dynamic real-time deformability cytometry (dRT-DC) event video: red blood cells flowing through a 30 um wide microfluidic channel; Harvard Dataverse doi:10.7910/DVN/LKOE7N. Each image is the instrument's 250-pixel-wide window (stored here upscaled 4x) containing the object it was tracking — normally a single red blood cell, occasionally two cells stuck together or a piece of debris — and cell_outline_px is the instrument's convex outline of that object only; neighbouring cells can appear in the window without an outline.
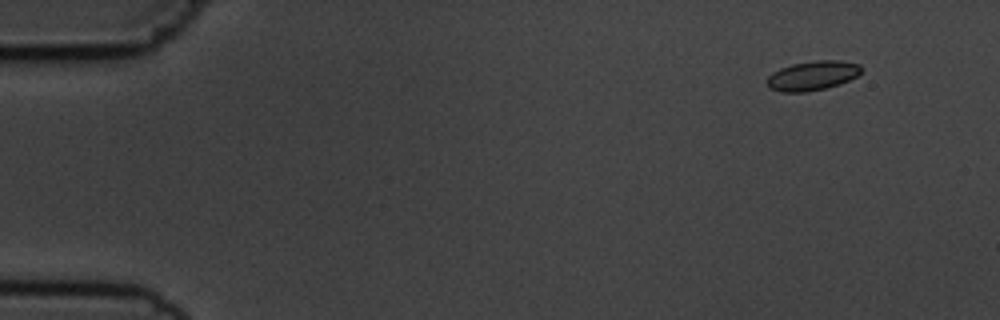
{"species": "common noctule bat (a hibernating species)", "species_latin": "Nyctalus noctula", "temperature_condition": "cold", "stored_images_in_passage": 15, "camera_frame_rate_fps": 3000, "um_per_image_px": 0.085, "animal": {"sex": "male", "body_mass_g": 19.5, "forearm_length_mm": 54.6}, "frame": {"image": 1, "passage_image": 2, "time_ms": 1.0, "image_size_px": [1000, 320], "cell_outline_px": [[860, 72], [856, 76], [840, 84], [824, 88], [804, 92], [780, 92], [768, 88], [768, 76], [772, 72], [780, 68], [792, 64], [816, 60], [840, 60], [860, 64]], "centroid_in_image_um": [69.03, 6.42], "position_along_channel_um": 16.0, "area_um2": 16.07}}
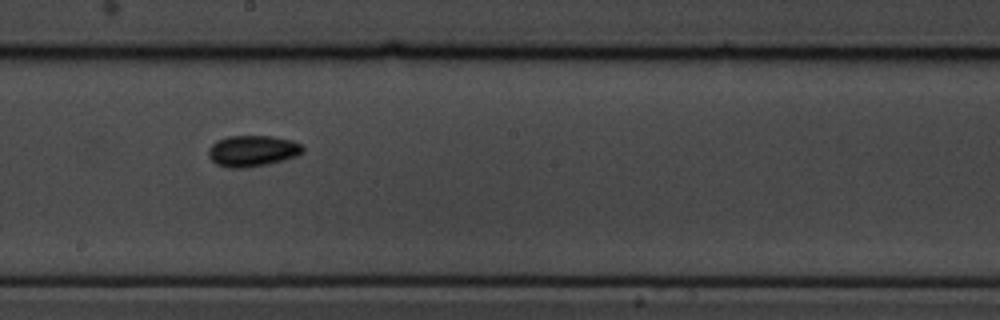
{"frame": {"image": 2, "passage_image": 9, "time_ms": 9.667, "image_size_px": [1000, 320], "cell_outline_px": [[304, 152], [296, 156], [284, 160], [268, 164], [244, 168], [228, 168], [216, 164], [208, 156], [208, 148], [216, 140], [228, 136], [272, 136], [292, 140], [304, 144]], "centroid_in_image_um": [21.47, 12.82], "position_along_channel_um": 226.7, "area_um2": 17.4}}
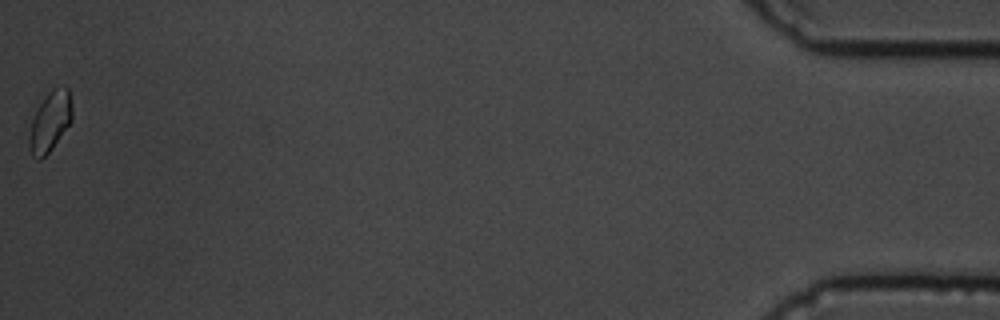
{"frame": {"image": 3, "passage_image": 15, "time_ms": 17.667, "image_size_px": [1000, 320], "cell_outline_px": [[72, 120], [52, 148], [40, 160], [36, 160], [32, 156], [28, 148], [28, 140], [32, 120], [40, 104], [48, 92], [52, 88], [68, 88], [72, 104]], "centroid_in_image_um": [4.24, 10.36], "position_along_channel_um": 431.0, "area_um2": 14.85}, "authors_computed_cell_mechanics": {"area_um2": 15.4326, "velocity_mm_per_s": 3.7028, "shape_relaxation_time_tau1_ms": 1.3975, "shape_relaxation_time_tau2_ms": 2.5567, "deformation_change_tau1": 0.0604, "deformation_change_tau2": 0.054}}